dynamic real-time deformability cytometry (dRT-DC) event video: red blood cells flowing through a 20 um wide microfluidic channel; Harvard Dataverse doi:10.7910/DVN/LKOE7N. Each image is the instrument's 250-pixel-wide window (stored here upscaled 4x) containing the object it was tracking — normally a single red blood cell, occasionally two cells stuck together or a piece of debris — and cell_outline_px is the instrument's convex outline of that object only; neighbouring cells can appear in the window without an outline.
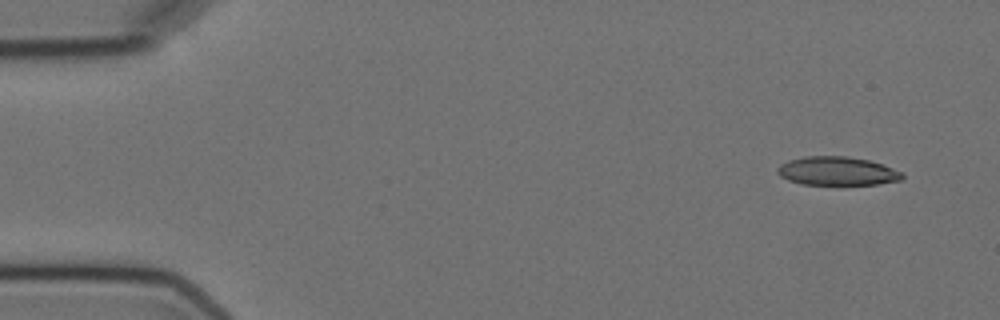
{"species": "Egyptian fruit bat (a non-hibernating species)", "species_latin": "Rousettus aegyptiacus", "temperature_condition": "cold", "stored_images_in_passage": 5, "camera_frame_rate_fps": 3000, "um_per_image_px": 0.085, "animal": {"sex": "female"}, "frame": {"image": 1, "passage_image": 1, "time_ms": 0.0, "image_size_px": [1000, 320], "cell_outline_px": [[904, 176], [900, 180], [876, 184], [804, 184], [788, 180], [780, 176], [776, 172], [776, 168], [780, 164], [788, 160], [804, 156], [848, 156], [868, 160], [892, 168], [900, 172]], "centroid_in_image_um": [71.09, 14.53], "position_along_channel_um": 13.9, "area_um2": 20.63}}
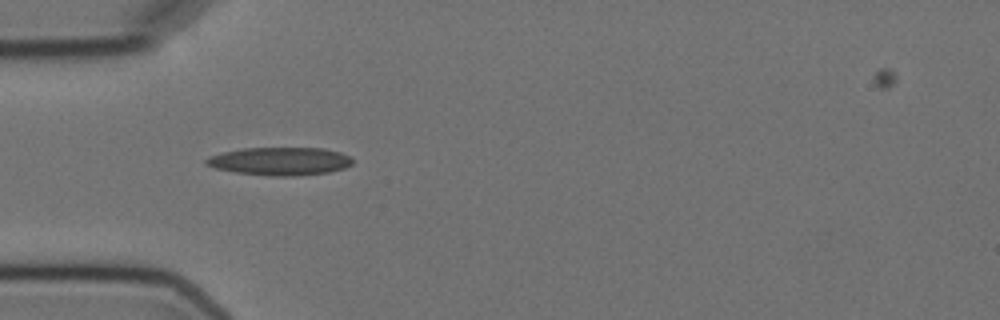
{"frame": {"image": 2, "passage_image": 5, "time_ms": 4.333, "image_size_px": [1000, 320], "cell_outline_px": [[352, 164], [344, 168], [328, 172], [296, 176], [268, 176], [236, 172], [216, 168], [204, 164], [204, 160], [208, 156], [224, 152], [244, 148], [324, 148], [340, 152], [348, 156], [352, 160]], "centroid_in_image_um": [23.78, 13.7], "position_along_channel_um": 61.2, "area_um2": 23.87}}